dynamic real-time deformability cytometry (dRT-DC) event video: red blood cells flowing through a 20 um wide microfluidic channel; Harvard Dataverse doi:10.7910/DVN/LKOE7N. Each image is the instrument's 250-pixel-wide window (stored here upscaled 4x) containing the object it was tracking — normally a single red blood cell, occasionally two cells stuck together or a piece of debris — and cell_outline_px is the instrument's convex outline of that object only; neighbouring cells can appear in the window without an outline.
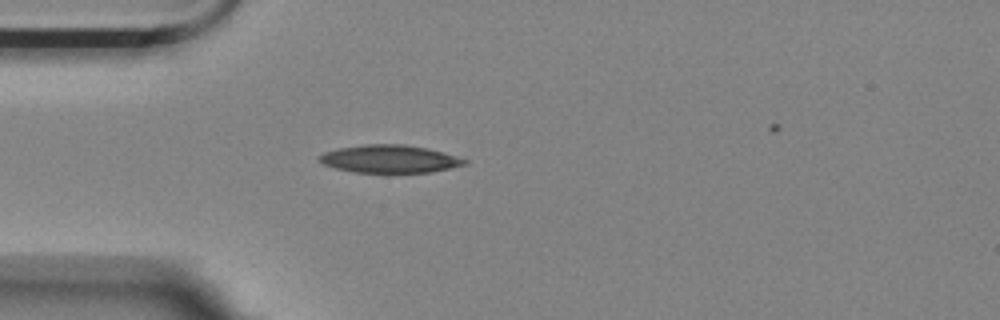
{"species": "Egyptian fruit bat (a non-hibernating species)", "species_latin": "Rousettus aegyptiacus", "temperature_condition": "room temperature", "stored_images_in_passage": 37, "camera_frame_rate_fps": 3000, "um_per_image_px": 0.085, "animal": {"sex": "female"}, "frame": {"image": 1, "passage_image": 1, "time_ms": 0.0, "image_size_px": [1000, 320], "cell_outline_px": [[468, 164], [432, 172], [352, 172], [336, 168], [324, 164], [320, 160], [320, 156], [324, 152], [340, 148], [364, 144], [404, 144], [428, 148], [444, 152], [468, 160]], "centroid_in_image_um": [33.17, 13.5], "position_along_channel_um": 51.8, "area_um2": 23.41}}
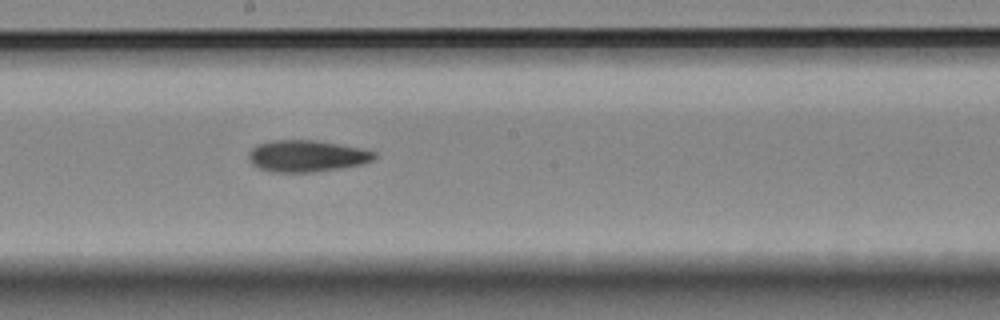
{"frame": {"image": 2, "passage_image": 16, "time_ms": 5.0, "image_size_px": [1000, 320], "cell_outline_px": [[376, 156], [372, 160], [364, 164], [312, 172], [272, 172], [260, 168], [252, 164], [248, 156], [248, 152], [256, 144], [272, 140], [316, 140], [360, 148], [376, 152]], "centroid_in_image_um": [26.05, 13.25], "position_along_channel_um": 222.2, "area_um2": 23.12}}
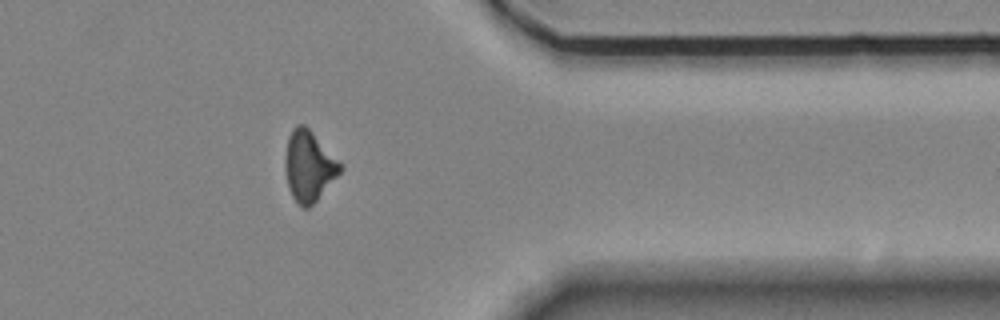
{"frame": {"image": 3, "passage_image": 31, "time_ms": 10.0, "image_size_px": [1000, 320], "cell_outline_px": [[344, 168], [316, 200], [308, 208], [304, 208], [292, 196], [288, 188], [284, 168], [284, 156], [288, 136], [292, 128], [296, 124], [304, 124], [344, 164]], "centroid_in_image_um": [26.25, 14.08], "position_along_channel_um": 385.2, "area_um2": 22.77}}